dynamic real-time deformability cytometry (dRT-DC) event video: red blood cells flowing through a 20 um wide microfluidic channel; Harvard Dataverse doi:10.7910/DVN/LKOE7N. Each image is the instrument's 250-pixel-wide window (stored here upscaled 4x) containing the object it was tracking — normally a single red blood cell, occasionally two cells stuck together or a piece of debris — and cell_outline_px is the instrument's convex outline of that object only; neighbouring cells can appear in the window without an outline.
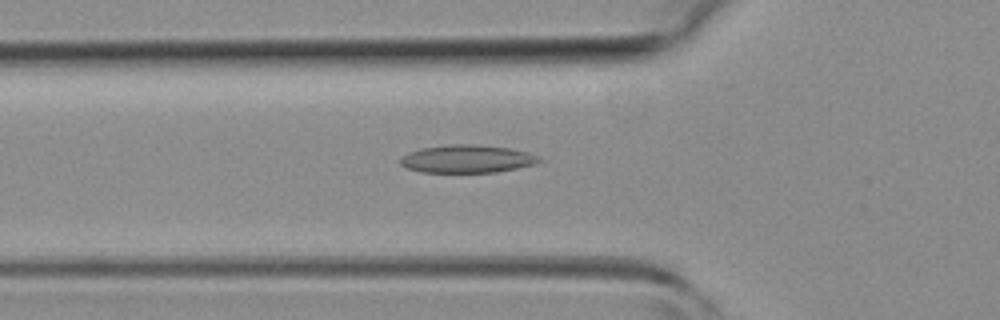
{"species": "common noctule bat (a hibernating species)", "species_latin": "Nyctalus noctula", "temperature_condition": "room temperature", "stored_images_in_passage": 38, "camera_frame_rate_fps": 3000, "um_per_image_px": 0.085, "animal": {"sex": "female", "body_mass_g": 19.3, "forearm_length_mm": 54.1}, "frame": {"image": 1, "passage_image": 13, "time_ms": 4.0, "image_size_px": [1000, 320], "cell_outline_px": [[540, 160], [536, 164], [496, 172], [420, 172], [408, 168], [400, 164], [400, 156], [408, 152], [424, 148], [452, 144], [468, 144], [508, 148], [524, 152], [536, 156]], "centroid_in_image_um": [39.63, 13.51], "position_along_channel_um": 86.2, "area_um2": 22.14}}
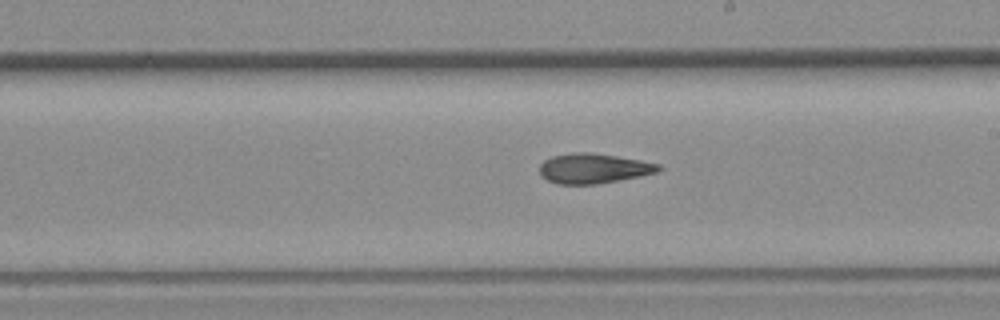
{"frame": {"image": 2, "passage_image": 23, "time_ms": 7.333, "image_size_px": [1000, 320], "cell_outline_px": [[660, 168], [656, 172], [640, 176], [620, 180], [596, 184], [556, 184], [540, 176], [540, 164], [544, 160], [552, 156], [572, 152], [588, 152], [616, 156], [640, 160], [660, 164]], "centroid_in_image_um": [50.4, 14.31], "position_along_channel_um": 238.6, "area_um2": 20.69}}
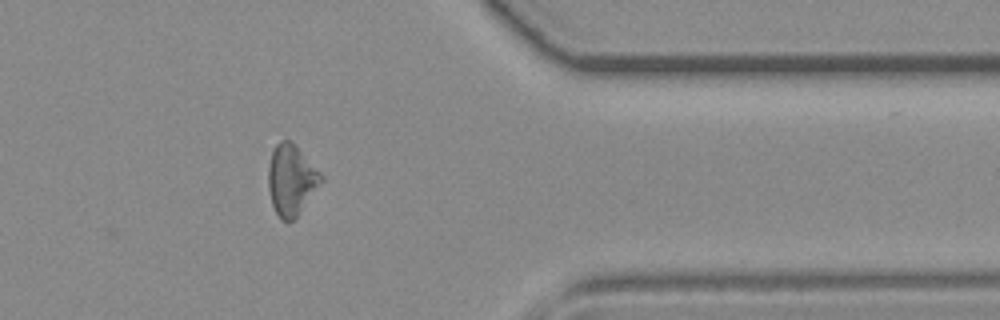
{"frame": {"image": 3, "passage_image": 34, "time_ms": 11.0, "image_size_px": [1000, 320], "cell_outline_px": [[324, 180], [296, 216], [292, 220], [280, 220], [272, 204], [268, 188], [268, 168], [272, 152], [276, 144], [280, 140], [288, 140], [324, 176]], "centroid_in_image_um": [24.74, 15.31], "position_along_channel_um": 386.7, "area_um2": 21.15}}